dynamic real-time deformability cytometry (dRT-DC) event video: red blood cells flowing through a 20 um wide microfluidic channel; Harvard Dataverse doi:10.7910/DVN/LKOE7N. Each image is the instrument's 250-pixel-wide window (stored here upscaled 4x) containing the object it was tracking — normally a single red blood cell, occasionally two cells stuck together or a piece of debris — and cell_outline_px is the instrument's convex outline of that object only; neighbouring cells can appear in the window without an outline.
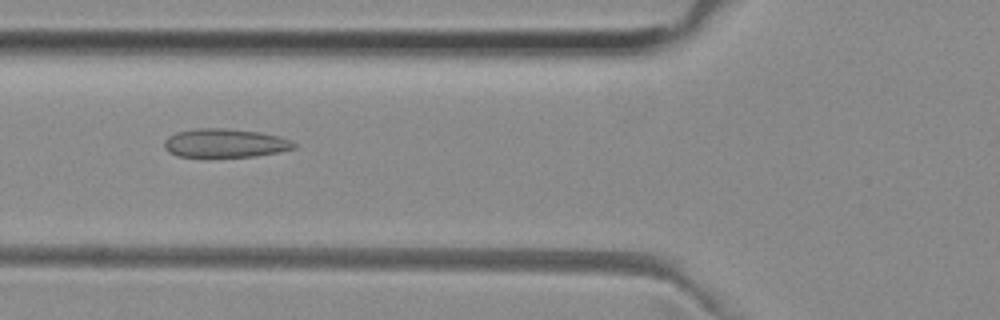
{"species": "common noctule bat (a hibernating species)", "species_latin": "Nyctalus noctula", "temperature_condition": "room temperature", "stored_images_in_passage": 39, "camera_frame_rate_fps": 3000, "um_per_image_px": 0.085, "animal": {"sex": "female", "body_mass_g": 29.2, "forearm_length_mm": 56.3}, "frame": {"image": 1, "passage_image": 7, "time_ms": 2.0, "image_size_px": [1000, 320], "cell_outline_px": [[296, 148], [280, 152], [256, 156], [176, 156], [168, 152], [164, 148], [164, 140], [168, 136], [176, 132], [196, 128], [224, 128], [260, 132], [280, 136], [296, 144]], "centroid_in_image_um": [19.11, 12.15], "position_along_channel_um": 106.7, "area_um2": 21.68}}
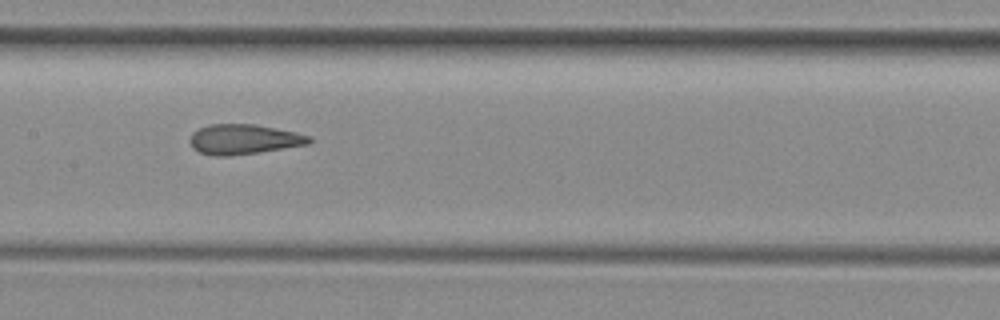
{"frame": {"image": 2, "passage_image": 13, "time_ms": 4.0, "image_size_px": [1000, 320], "cell_outline_px": [[312, 140], [308, 144], [232, 156], [212, 156], [200, 152], [192, 148], [188, 140], [192, 132], [208, 124], [252, 124], [296, 132], [312, 136]], "centroid_in_image_um": [20.67, 11.84], "position_along_channel_um": 186.7, "area_um2": 20.87}}
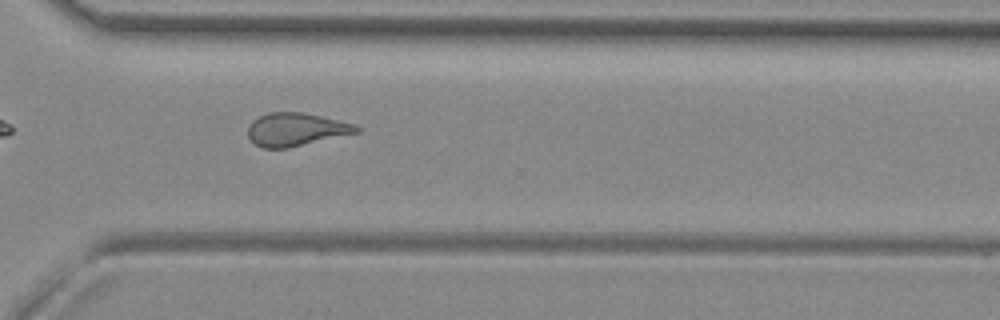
{"frame": {"image": 3, "passage_image": 25, "time_ms": 8.0, "image_size_px": [1000, 320], "cell_outline_px": [[360, 132], [288, 148], [260, 148], [248, 136], [248, 124], [252, 120], [268, 112], [304, 112], [356, 124], [360, 128]], "centroid_in_image_um": [25.16, 11.0], "position_along_channel_um": 345.4, "area_um2": 21.04}, "authors_computed_cell_mechanics": {"area_um2": 21.0392, "velocity_mm_per_s": 3.9879, "shape_relaxation_time_tau1_ms": null, "shape_relaxation_time_tau2_ms": 1.7489, "deformation_change_tau1": null, "deformation_change_tau2": 0.0979}}